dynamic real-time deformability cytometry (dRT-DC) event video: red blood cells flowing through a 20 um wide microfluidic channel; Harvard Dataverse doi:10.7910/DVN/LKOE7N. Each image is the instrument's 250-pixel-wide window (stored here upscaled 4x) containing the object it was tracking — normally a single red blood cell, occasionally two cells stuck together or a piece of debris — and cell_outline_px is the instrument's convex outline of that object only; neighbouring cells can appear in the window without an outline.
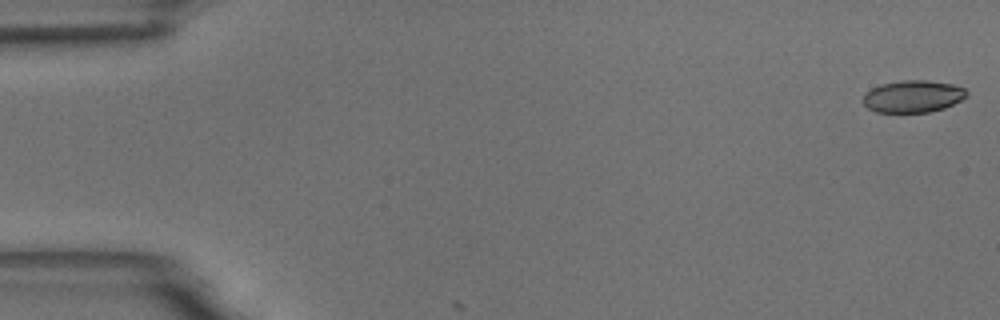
{"species": "common noctule bat (a hibernating species)", "species_latin": "Nyctalus noctula", "temperature_condition": "room temperature", "stored_images_in_passage": 5, "camera_frame_rate_fps": 3000, "um_per_image_px": 0.085, "animal": {"sex": "male", "body_mass_g": 18.8}, "frame": {"image": 1, "passage_image": 1, "time_ms": 0.0, "image_size_px": [1000, 320], "cell_outline_px": [[968, 96], [944, 108], [928, 112], [876, 112], [868, 108], [864, 104], [864, 96], [872, 88], [880, 84], [904, 80], [928, 80], [952, 84], [964, 88], [968, 92]], "centroid_in_image_um": [77.62, 8.19], "position_along_channel_um": 7.4, "area_um2": 19.25}}